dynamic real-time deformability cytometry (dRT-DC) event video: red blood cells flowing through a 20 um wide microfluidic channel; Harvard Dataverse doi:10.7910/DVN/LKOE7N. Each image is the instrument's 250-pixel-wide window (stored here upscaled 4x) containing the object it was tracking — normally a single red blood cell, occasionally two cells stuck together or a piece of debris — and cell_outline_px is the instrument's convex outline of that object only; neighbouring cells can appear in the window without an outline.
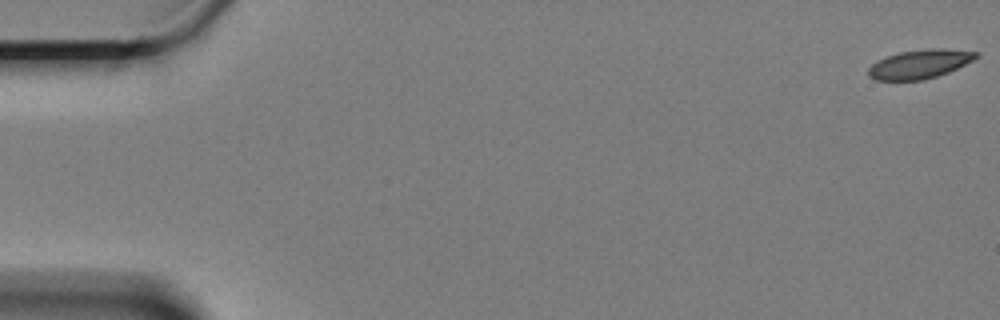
{"species": "Egyptian fruit bat (a non-hibernating species)", "species_latin": "Rousettus aegyptiacus", "temperature_condition": "cold", "stored_images_in_passage": 14, "camera_frame_rate_fps": 3000, "um_per_image_px": 0.085, "animal": {"sex": "female"}, "frame": {"image": 1, "passage_image": 1, "time_ms": 0.0, "image_size_px": [1000, 320], "cell_outline_px": [[980, 56], [948, 72], [924, 80], [876, 80], [868, 76], [868, 68], [876, 60], [900, 52], [932, 48], [944, 48], [980, 52]], "centroid_in_image_um": [78.17, 5.44], "position_along_channel_um": 6.8, "area_um2": 18.09}}